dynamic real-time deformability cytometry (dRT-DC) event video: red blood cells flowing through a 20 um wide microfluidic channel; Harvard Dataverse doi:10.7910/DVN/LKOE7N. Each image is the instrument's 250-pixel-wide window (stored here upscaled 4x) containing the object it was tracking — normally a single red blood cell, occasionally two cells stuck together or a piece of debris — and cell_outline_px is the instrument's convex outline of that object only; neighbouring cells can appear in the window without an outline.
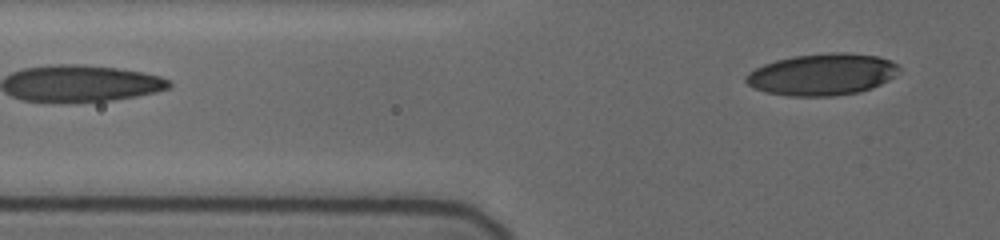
{"species": "human", "species_latin": "Homo sapiens", "temperature_condition": "cold", "stored_images_in_passage": 4, "segment_of_instrument_passage": [2, 2], "camera_frame_rate_fps": 3000, "um_per_image_px": 0.085, "donor": {"sex": "female"}, "frame": {"image": 1, "passage_image": 4, "time_ms": 1.667, "image_size_px": [1000, 240], "cell_outline_px": [[900, 72], [888, 80], [872, 88], [860, 92], [832, 96], [788, 96], [764, 92], [752, 88], [744, 80], [744, 76], [748, 72], [764, 64], [776, 60], [792, 56], [832, 52], [844, 52], [876, 56], [892, 60], [900, 68]], "centroid_in_image_um": [69.87, 6.33], "position_along_channel_um": 55.9, "area_um2": 37.51}}